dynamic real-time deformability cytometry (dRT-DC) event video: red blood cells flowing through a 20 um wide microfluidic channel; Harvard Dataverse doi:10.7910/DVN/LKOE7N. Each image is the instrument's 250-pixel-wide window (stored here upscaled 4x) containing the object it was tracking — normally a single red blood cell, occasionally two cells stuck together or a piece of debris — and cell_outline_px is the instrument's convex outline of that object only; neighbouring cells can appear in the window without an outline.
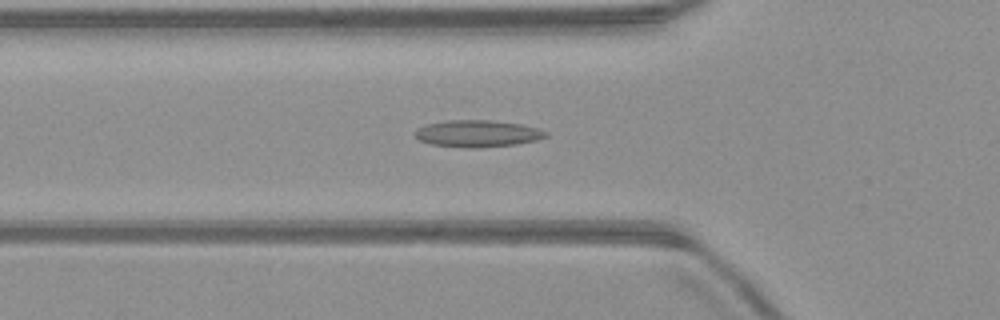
{"species": "common noctule bat (a hibernating species)", "species_latin": "Nyctalus noctula", "temperature_condition": "warm", "stored_images_in_passage": 48, "camera_frame_rate_fps": 3000, "um_per_image_px": 0.085, "animal": {"sex": "male", "body_mass_g": 23.1, "forearm_length_mm": 52.7}, "frame": {"image": 1, "passage_image": 14, "time_ms": 4.333, "image_size_px": [1000, 320], "cell_outline_px": [[548, 136], [536, 140], [516, 144], [472, 148], [464, 148], [432, 144], [420, 140], [412, 132], [416, 128], [428, 124], [448, 120], [492, 120], [520, 124], [540, 128], [548, 132]], "centroid_in_image_um": [40.6, 11.35], "position_along_channel_um": 85.2, "area_um2": 20.52}}
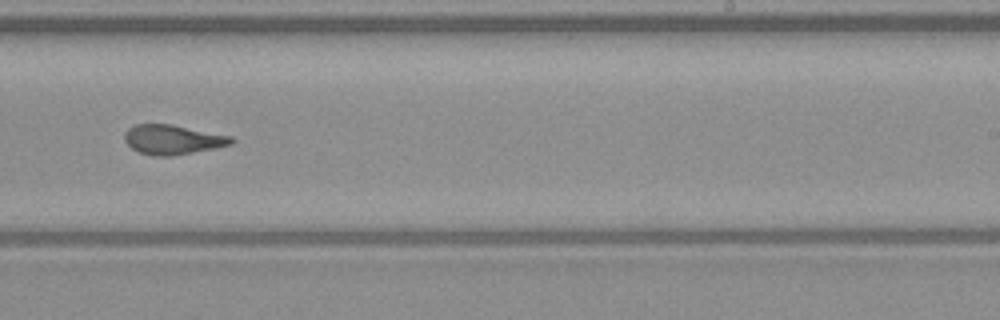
{"frame": {"image": 2, "passage_image": 28, "time_ms": 9.0, "image_size_px": [1000, 320], "cell_outline_px": [[236, 140], [232, 144], [216, 148], [172, 156], [156, 156], [140, 152], [132, 148], [124, 140], [124, 132], [128, 128], [136, 124], [168, 124], [232, 136]], "centroid_in_image_um": [14.69, 11.87], "position_along_channel_um": 274.3, "area_um2": 18.32}}
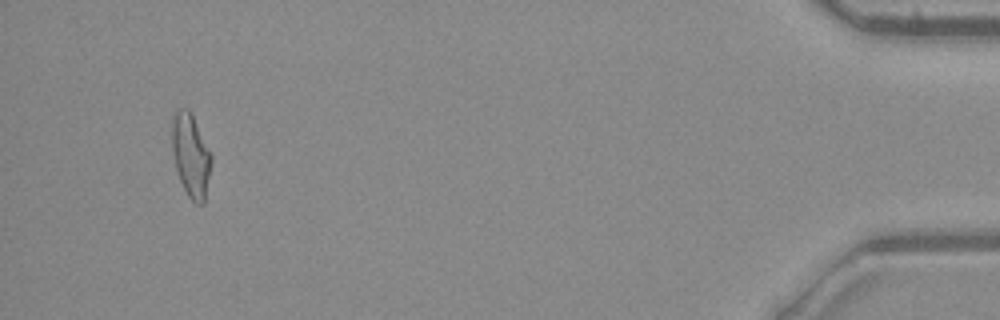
{"frame": {"image": 3, "passage_image": 45, "time_ms": 14.667, "image_size_px": [1000, 320], "cell_outline_px": [[212, 160], [204, 204], [196, 204], [188, 196], [180, 180], [176, 168], [172, 152], [172, 120], [176, 108], [188, 108], [212, 156]], "centroid_in_image_um": [16.21, 13.22], "position_along_channel_um": 419.0, "area_um2": 18.84}, "authors_computed_cell_mechanics": {"area_um2": 18.9006, "velocity_mm_per_s": 4.0343, "shape_relaxation_time_tau1_ms": null, "shape_relaxation_time_tau2_ms": 1.3844, "deformation_change_tau1": null, "deformation_change_tau2": 0.0897}}